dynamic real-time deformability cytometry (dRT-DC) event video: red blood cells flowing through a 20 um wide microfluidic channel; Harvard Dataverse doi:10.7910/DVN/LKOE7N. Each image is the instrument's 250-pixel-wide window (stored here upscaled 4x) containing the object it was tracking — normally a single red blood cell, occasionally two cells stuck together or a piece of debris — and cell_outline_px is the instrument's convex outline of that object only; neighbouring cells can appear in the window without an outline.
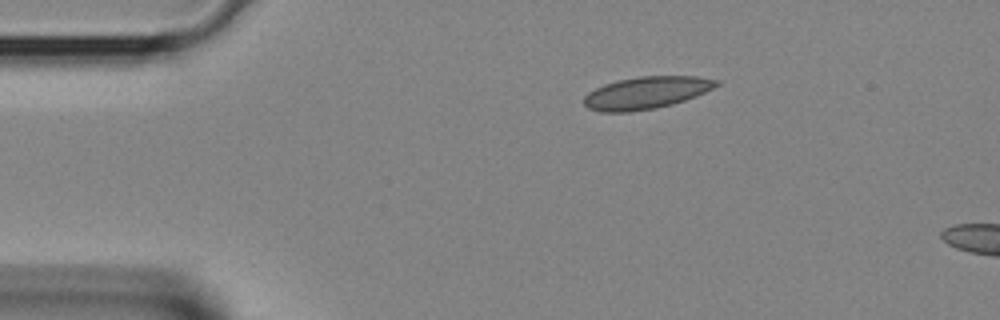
{"species": "Egyptian fruit bat (a non-hibernating species)", "species_latin": "Rousettus aegyptiacus", "temperature_condition": "room temperature", "stored_images_in_passage": 4, "camera_frame_rate_fps": 3000, "um_per_image_px": 0.085, "animal": {"sex": "female"}, "frame": {"image": 1, "passage_image": 1, "time_ms": 0.0, "image_size_px": [1000, 320], "cell_outline_px": [[720, 84], [696, 96], [672, 104], [656, 108], [628, 112], [600, 112], [588, 108], [584, 104], [584, 96], [588, 92], [604, 84], [616, 80], [640, 76], [696, 76], [720, 80]], "centroid_in_image_um": [54.92, 7.88], "position_along_channel_um": 30.1, "area_um2": 24.91}}